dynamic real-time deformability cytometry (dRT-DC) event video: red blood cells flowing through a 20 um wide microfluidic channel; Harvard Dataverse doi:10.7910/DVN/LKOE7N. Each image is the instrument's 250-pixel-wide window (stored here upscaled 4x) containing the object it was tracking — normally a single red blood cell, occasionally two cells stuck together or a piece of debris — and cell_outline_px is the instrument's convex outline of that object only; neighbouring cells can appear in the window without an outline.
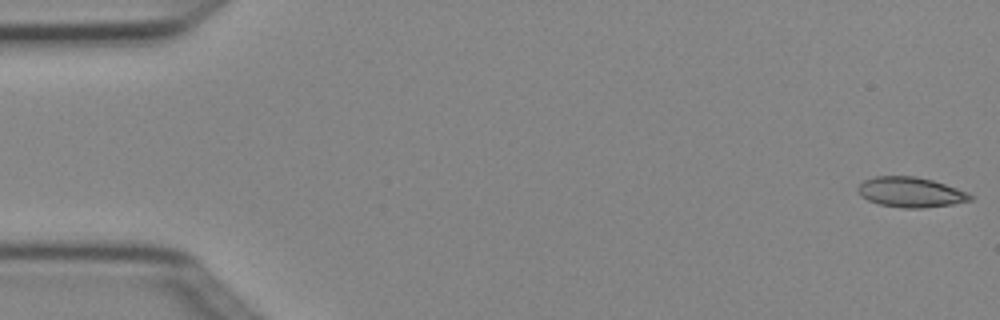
{"species": "Egyptian fruit bat (a non-hibernating species)", "species_latin": "Rousettus aegyptiacus", "temperature_condition": "cold", "stored_images_in_passage": 5, "camera_frame_rate_fps": 3000, "um_per_image_px": 0.085, "animal": {"sex": "female"}, "frame": {"image": 1, "passage_image": 1, "time_ms": 0.0, "image_size_px": [1000, 320], "cell_outline_px": [[972, 200], [952, 204], [924, 208], [904, 208], [880, 204], [868, 200], [860, 196], [856, 188], [864, 180], [872, 176], [916, 176], [932, 180], [968, 192], [972, 196]], "centroid_in_image_um": [77.37, 16.33], "position_along_channel_um": 7.6, "area_um2": 19.71}}
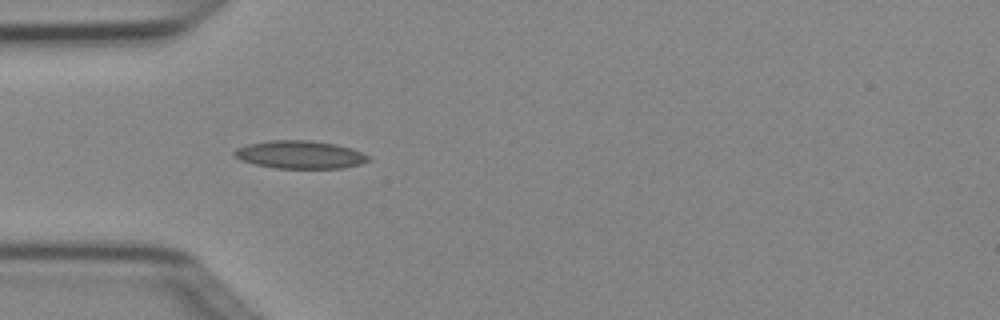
{"frame": {"image": 2, "passage_image": 5, "time_ms": 1.333, "image_size_px": [1000, 320], "cell_outline_px": [[372, 160], [360, 164], [344, 168], [276, 168], [256, 164], [240, 160], [232, 152], [236, 148], [248, 144], [272, 140], [312, 140], [336, 144], [352, 148], [368, 156]], "centroid_in_image_um": [25.52, 13.14], "position_along_channel_um": 59.5, "area_um2": 21.79}}